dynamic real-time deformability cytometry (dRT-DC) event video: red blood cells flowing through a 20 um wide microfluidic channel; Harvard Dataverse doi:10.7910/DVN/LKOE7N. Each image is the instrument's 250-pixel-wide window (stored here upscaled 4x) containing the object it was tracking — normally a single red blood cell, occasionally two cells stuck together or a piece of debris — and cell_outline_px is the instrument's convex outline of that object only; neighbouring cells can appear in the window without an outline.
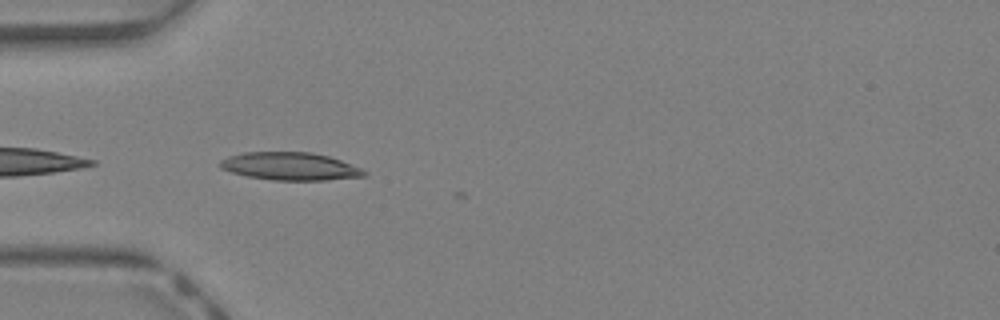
{"species": "Egyptian fruit bat (a non-hibernating species)", "species_latin": "Rousettus aegyptiacus", "temperature_condition": "warm", "stored_images_in_passage": 3, "camera_frame_rate_fps": 3000, "um_per_image_px": 0.085, "animal": {"sex": "female"}, "frame": {"image": 1, "passage_image": 1, "time_ms": 0.0, "image_size_px": [1000, 320], "cell_outline_px": [[368, 176], [324, 180], [272, 180], [248, 176], [232, 172], [220, 168], [220, 160], [228, 156], [244, 152], [312, 152], [328, 156], [364, 168], [368, 172]], "centroid_in_image_um": [24.71, 14.13], "position_along_channel_um": 60.3, "area_um2": 23.47}}